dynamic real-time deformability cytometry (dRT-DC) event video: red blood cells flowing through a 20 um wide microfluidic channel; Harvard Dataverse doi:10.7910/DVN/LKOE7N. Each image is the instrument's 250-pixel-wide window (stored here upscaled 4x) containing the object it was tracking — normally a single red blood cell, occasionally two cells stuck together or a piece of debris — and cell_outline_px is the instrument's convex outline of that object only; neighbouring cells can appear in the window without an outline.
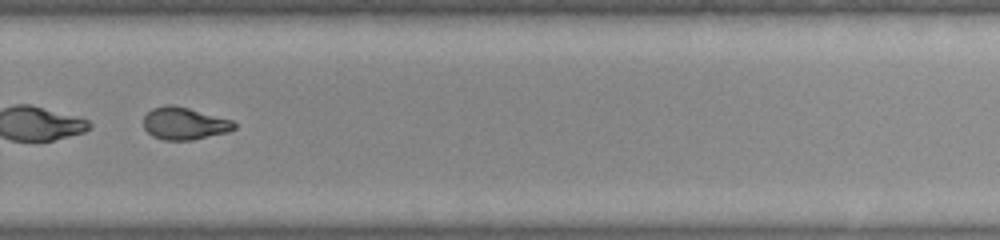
{"species": "common noctule bat (a hibernating species)", "species_latin": "Nyctalus noctula", "temperature_condition": "warm", "stored_images_in_passage": 39, "camera_frame_rate_fps": 3000, "um_per_image_px": 0.085, "animal": {"sex": "female", "body_mass_g": 22.0, "forearm_length_mm": 56.7}, "frame": {"image": 1, "passage_image": 28, "time_ms": 9.0, "image_size_px": [1000, 240], "cell_outline_px": [[236, 128], [228, 132], [192, 140], [164, 140], [152, 136], [144, 128], [144, 116], [152, 108], [168, 104], [172, 104], [188, 108], [232, 120], [236, 124]], "centroid_in_image_um": [15.66, 10.5], "position_along_channel_um": 314.1, "area_um2": 17.05}}